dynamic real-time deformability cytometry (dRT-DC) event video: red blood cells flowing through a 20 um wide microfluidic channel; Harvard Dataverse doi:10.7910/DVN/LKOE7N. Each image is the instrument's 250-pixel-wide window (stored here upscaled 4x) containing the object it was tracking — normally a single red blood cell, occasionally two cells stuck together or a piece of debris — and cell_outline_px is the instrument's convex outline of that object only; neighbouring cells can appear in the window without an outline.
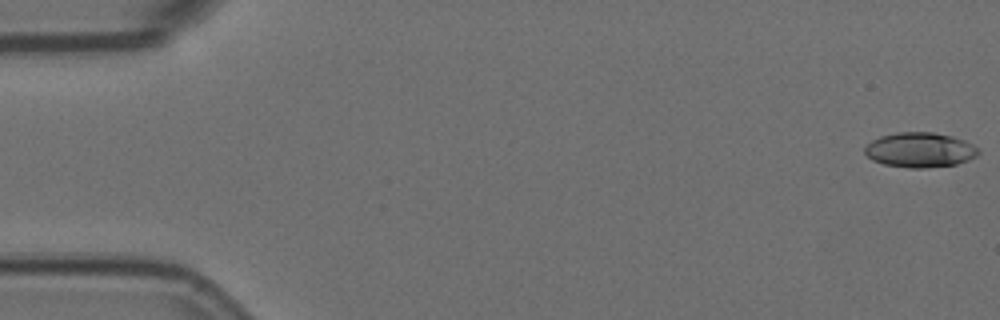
{"species": "Egyptian fruit bat (a non-hibernating species)", "species_latin": "Rousettus aegyptiacus", "temperature_condition": "room temperature", "stored_images_in_passage": 5, "camera_frame_rate_fps": 3000, "um_per_image_px": 0.085, "animal": {"sex": "female"}, "frame": {"image": 1, "passage_image": 1, "time_ms": 0.0, "image_size_px": [1000, 320], "cell_outline_px": [[980, 152], [976, 156], [968, 160], [956, 164], [924, 168], [912, 168], [884, 164], [872, 160], [864, 152], [864, 148], [872, 140], [880, 136], [896, 132], [932, 132], [952, 136], [964, 140], [972, 144]], "centroid_in_image_um": [78.18, 12.74], "position_along_channel_um": 6.8, "area_um2": 23.0}}
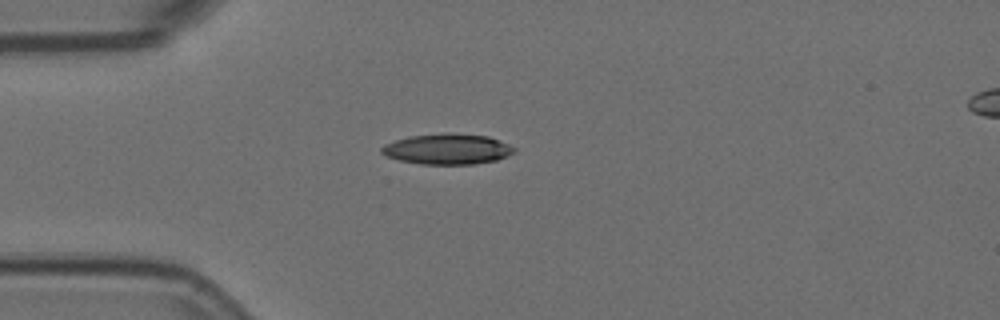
{"frame": {"image": 2, "passage_image": 5, "time_ms": 1.333, "image_size_px": [1000, 320], "cell_outline_px": [[516, 152], [508, 156], [496, 160], [472, 164], [420, 164], [400, 160], [384, 156], [380, 152], [380, 148], [384, 144], [408, 136], [444, 132], [488, 136], [508, 144], [516, 148]], "centroid_in_image_um": [38.01, 12.66], "position_along_channel_um": 47.0, "area_um2": 23.81}}